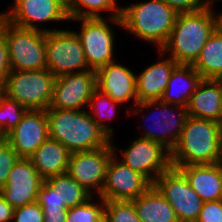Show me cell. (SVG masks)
Masks as SVG:
<instances>
[{
    "label": "cell",
    "instance_id": "obj_3",
    "mask_svg": "<svg viewBox=\"0 0 222 222\" xmlns=\"http://www.w3.org/2000/svg\"><path fill=\"white\" fill-rule=\"evenodd\" d=\"M222 159V124L189 116L175 147L171 166L214 164Z\"/></svg>",
    "mask_w": 222,
    "mask_h": 222
},
{
    "label": "cell",
    "instance_id": "obj_5",
    "mask_svg": "<svg viewBox=\"0 0 222 222\" xmlns=\"http://www.w3.org/2000/svg\"><path fill=\"white\" fill-rule=\"evenodd\" d=\"M2 35L11 70L47 69L45 32L16 26L8 22L3 14Z\"/></svg>",
    "mask_w": 222,
    "mask_h": 222
},
{
    "label": "cell",
    "instance_id": "obj_4",
    "mask_svg": "<svg viewBox=\"0 0 222 222\" xmlns=\"http://www.w3.org/2000/svg\"><path fill=\"white\" fill-rule=\"evenodd\" d=\"M177 12L162 0H148L121 8L122 28L160 50L174 27Z\"/></svg>",
    "mask_w": 222,
    "mask_h": 222
},
{
    "label": "cell",
    "instance_id": "obj_17",
    "mask_svg": "<svg viewBox=\"0 0 222 222\" xmlns=\"http://www.w3.org/2000/svg\"><path fill=\"white\" fill-rule=\"evenodd\" d=\"M49 138L45 110H28L6 141L20 158H29Z\"/></svg>",
    "mask_w": 222,
    "mask_h": 222
},
{
    "label": "cell",
    "instance_id": "obj_2",
    "mask_svg": "<svg viewBox=\"0 0 222 222\" xmlns=\"http://www.w3.org/2000/svg\"><path fill=\"white\" fill-rule=\"evenodd\" d=\"M49 138L60 142L70 153L106 146L112 139L88 111L47 109Z\"/></svg>",
    "mask_w": 222,
    "mask_h": 222
},
{
    "label": "cell",
    "instance_id": "obj_40",
    "mask_svg": "<svg viewBox=\"0 0 222 222\" xmlns=\"http://www.w3.org/2000/svg\"><path fill=\"white\" fill-rule=\"evenodd\" d=\"M6 142V135L3 133V131L0 129V146Z\"/></svg>",
    "mask_w": 222,
    "mask_h": 222
},
{
    "label": "cell",
    "instance_id": "obj_11",
    "mask_svg": "<svg viewBox=\"0 0 222 222\" xmlns=\"http://www.w3.org/2000/svg\"><path fill=\"white\" fill-rule=\"evenodd\" d=\"M145 108L146 110L149 108H153L155 109V111L157 108L158 110L160 108L161 111L160 113H158L160 116H156L157 121L155 120V118L152 119V121H154V125H152L154 127L157 126L156 130L158 131H156L155 129L153 130L152 127H146L147 129L146 131L144 129V134L141 136V138H146L159 142L171 152V150L175 147L176 143L178 142L182 130L189 117L187 107L163 103L161 100L146 101L137 103L134 106L133 112L139 113L140 111L142 112V110H144ZM174 109H176L177 111Z\"/></svg>",
    "mask_w": 222,
    "mask_h": 222
},
{
    "label": "cell",
    "instance_id": "obj_25",
    "mask_svg": "<svg viewBox=\"0 0 222 222\" xmlns=\"http://www.w3.org/2000/svg\"><path fill=\"white\" fill-rule=\"evenodd\" d=\"M193 68L203 79H222V29L219 26L203 46Z\"/></svg>",
    "mask_w": 222,
    "mask_h": 222
},
{
    "label": "cell",
    "instance_id": "obj_29",
    "mask_svg": "<svg viewBox=\"0 0 222 222\" xmlns=\"http://www.w3.org/2000/svg\"><path fill=\"white\" fill-rule=\"evenodd\" d=\"M92 200L93 196L80 205L68 208L66 222H104L105 200L101 197L97 203Z\"/></svg>",
    "mask_w": 222,
    "mask_h": 222
},
{
    "label": "cell",
    "instance_id": "obj_1",
    "mask_svg": "<svg viewBox=\"0 0 222 222\" xmlns=\"http://www.w3.org/2000/svg\"><path fill=\"white\" fill-rule=\"evenodd\" d=\"M217 27L218 15L212 6L198 12L178 13L166 44L158 50L160 56L169 53L178 64L193 65Z\"/></svg>",
    "mask_w": 222,
    "mask_h": 222
},
{
    "label": "cell",
    "instance_id": "obj_23",
    "mask_svg": "<svg viewBox=\"0 0 222 222\" xmlns=\"http://www.w3.org/2000/svg\"><path fill=\"white\" fill-rule=\"evenodd\" d=\"M69 150L60 142L48 138L30 157L33 166L43 180L67 171Z\"/></svg>",
    "mask_w": 222,
    "mask_h": 222
},
{
    "label": "cell",
    "instance_id": "obj_18",
    "mask_svg": "<svg viewBox=\"0 0 222 222\" xmlns=\"http://www.w3.org/2000/svg\"><path fill=\"white\" fill-rule=\"evenodd\" d=\"M97 88L121 104L133 100L138 103L136 75L127 67L115 62L108 63L96 71Z\"/></svg>",
    "mask_w": 222,
    "mask_h": 222
},
{
    "label": "cell",
    "instance_id": "obj_35",
    "mask_svg": "<svg viewBox=\"0 0 222 222\" xmlns=\"http://www.w3.org/2000/svg\"><path fill=\"white\" fill-rule=\"evenodd\" d=\"M196 222H222V199L203 202Z\"/></svg>",
    "mask_w": 222,
    "mask_h": 222
},
{
    "label": "cell",
    "instance_id": "obj_12",
    "mask_svg": "<svg viewBox=\"0 0 222 222\" xmlns=\"http://www.w3.org/2000/svg\"><path fill=\"white\" fill-rule=\"evenodd\" d=\"M111 142L98 149L70 154L66 172L91 194L95 189L99 195L103 188L106 168L114 154Z\"/></svg>",
    "mask_w": 222,
    "mask_h": 222
},
{
    "label": "cell",
    "instance_id": "obj_14",
    "mask_svg": "<svg viewBox=\"0 0 222 222\" xmlns=\"http://www.w3.org/2000/svg\"><path fill=\"white\" fill-rule=\"evenodd\" d=\"M96 88V71L60 75L55 79L48 109L83 110L82 107L89 104Z\"/></svg>",
    "mask_w": 222,
    "mask_h": 222
},
{
    "label": "cell",
    "instance_id": "obj_43",
    "mask_svg": "<svg viewBox=\"0 0 222 222\" xmlns=\"http://www.w3.org/2000/svg\"><path fill=\"white\" fill-rule=\"evenodd\" d=\"M218 26L222 29V12L218 14Z\"/></svg>",
    "mask_w": 222,
    "mask_h": 222
},
{
    "label": "cell",
    "instance_id": "obj_33",
    "mask_svg": "<svg viewBox=\"0 0 222 222\" xmlns=\"http://www.w3.org/2000/svg\"><path fill=\"white\" fill-rule=\"evenodd\" d=\"M19 158L7 141L0 146V190L6 185L8 174Z\"/></svg>",
    "mask_w": 222,
    "mask_h": 222
},
{
    "label": "cell",
    "instance_id": "obj_39",
    "mask_svg": "<svg viewBox=\"0 0 222 222\" xmlns=\"http://www.w3.org/2000/svg\"><path fill=\"white\" fill-rule=\"evenodd\" d=\"M14 208L5 200L0 193V222L13 220Z\"/></svg>",
    "mask_w": 222,
    "mask_h": 222
},
{
    "label": "cell",
    "instance_id": "obj_42",
    "mask_svg": "<svg viewBox=\"0 0 222 222\" xmlns=\"http://www.w3.org/2000/svg\"><path fill=\"white\" fill-rule=\"evenodd\" d=\"M59 2H61L66 8H68L71 0H58Z\"/></svg>",
    "mask_w": 222,
    "mask_h": 222
},
{
    "label": "cell",
    "instance_id": "obj_10",
    "mask_svg": "<svg viewBox=\"0 0 222 222\" xmlns=\"http://www.w3.org/2000/svg\"><path fill=\"white\" fill-rule=\"evenodd\" d=\"M70 20L81 21L80 32H76V34L81 41L90 70L97 71L108 63L115 62L113 57L114 32L106 18Z\"/></svg>",
    "mask_w": 222,
    "mask_h": 222
},
{
    "label": "cell",
    "instance_id": "obj_22",
    "mask_svg": "<svg viewBox=\"0 0 222 222\" xmlns=\"http://www.w3.org/2000/svg\"><path fill=\"white\" fill-rule=\"evenodd\" d=\"M202 79L203 77L193 68V65L178 64L170 76L161 101L187 107L191 95Z\"/></svg>",
    "mask_w": 222,
    "mask_h": 222
},
{
    "label": "cell",
    "instance_id": "obj_13",
    "mask_svg": "<svg viewBox=\"0 0 222 222\" xmlns=\"http://www.w3.org/2000/svg\"><path fill=\"white\" fill-rule=\"evenodd\" d=\"M120 152H123V164L138 171L152 183L171 167L170 151L161 143L150 139L136 138L126 150Z\"/></svg>",
    "mask_w": 222,
    "mask_h": 222
},
{
    "label": "cell",
    "instance_id": "obj_9",
    "mask_svg": "<svg viewBox=\"0 0 222 222\" xmlns=\"http://www.w3.org/2000/svg\"><path fill=\"white\" fill-rule=\"evenodd\" d=\"M105 175V182L98 197L105 201H132L145 193L153 183L138 171L116 159L115 147Z\"/></svg>",
    "mask_w": 222,
    "mask_h": 222
},
{
    "label": "cell",
    "instance_id": "obj_28",
    "mask_svg": "<svg viewBox=\"0 0 222 222\" xmlns=\"http://www.w3.org/2000/svg\"><path fill=\"white\" fill-rule=\"evenodd\" d=\"M119 104L121 105V103L114 101L108 95L101 92L98 88H96L92 92V95L89 101V105L93 111V113L92 114L89 113V115L93 118L96 124L99 127H101L111 138L113 136L112 134L114 130L113 128H110L109 126H107L106 123H104V120L105 119L109 120L113 117V115L116 112L115 109ZM100 119H102L103 121Z\"/></svg>",
    "mask_w": 222,
    "mask_h": 222
},
{
    "label": "cell",
    "instance_id": "obj_26",
    "mask_svg": "<svg viewBox=\"0 0 222 222\" xmlns=\"http://www.w3.org/2000/svg\"><path fill=\"white\" fill-rule=\"evenodd\" d=\"M117 5V0H71L67 14L69 19L103 18L100 13L110 11L109 22L122 27L121 7Z\"/></svg>",
    "mask_w": 222,
    "mask_h": 222
},
{
    "label": "cell",
    "instance_id": "obj_34",
    "mask_svg": "<svg viewBox=\"0 0 222 222\" xmlns=\"http://www.w3.org/2000/svg\"><path fill=\"white\" fill-rule=\"evenodd\" d=\"M43 209L35 201L14 209L13 219L15 222H43Z\"/></svg>",
    "mask_w": 222,
    "mask_h": 222
},
{
    "label": "cell",
    "instance_id": "obj_36",
    "mask_svg": "<svg viewBox=\"0 0 222 222\" xmlns=\"http://www.w3.org/2000/svg\"><path fill=\"white\" fill-rule=\"evenodd\" d=\"M177 13H193L204 9V0H162Z\"/></svg>",
    "mask_w": 222,
    "mask_h": 222
},
{
    "label": "cell",
    "instance_id": "obj_38",
    "mask_svg": "<svg viewBox=\"0 0 222 222\" xmlns=\"http://www.w3.org/2000/svg\"><path fill=\"white\" fill-rule=\"evenodd\" d=\"M43 222H66L67 210H43Z\"/></svg>",
    "mask_w": 222,
    "mask_h": 222
},
{
    "label": "cell",
    "instance_id": "obj_32",
    "mask_svg": "<svg viewBox=\"0 0 222 222\" xmlns=\"http://www.w3.org/2000/svg\"><path fill=\"white\" fill-rule=\"evenodd\" d=\"M36 202L43 210H67L64 203L60 202L54 187L47 181L42 182L41 188L37 194Z\"/></svg>",
    "mask_w": 222,
    "mask_h": 222
},
{
    "label": "cell",
    "instance_id": "obj_21",
    "mask_svg": "<svg viewBox=\"0 0 222 222\" xmlns=\"http://www.w3.org/2000/svg\"><path fill=\"white\" fill-rule=\"evenodd\" d=\"M178 65L172 58H162L136 75V92L138 103L161 100L170 76Z\"/></svg>",
    "mask_w": 222,
    "mask_h": 222
},
{
    "label": "cell",
    "instance_id": "obj_44",
    "mask_svg": "<svg viewBox=\"0 0 222 222\" xmlns=\"http://www.w3.org/2000/svg\"><path fill=\"white\" fill-rule=\"evenodd\" d=\"M213 1H220V0H204L205 5L211 6ZM222 1V0H221Z\"/></svg>",
    "mask_w": 222,
    "mask_h": 222
},
{
    "label": "cell",
    "instance_id": "obj_8",
    "mask_svg": "<svg viewBox=\"0 0 222 222\" xmlns=\"http://www.w3.org/2000/svg\"><path fill=\"white\" fill-rule=\"evenodd\" d=\"M153 186L172 206L179 222L197 221L203 201L178 168L171 166L161 173Z\"/></svg>",
    "mask_w": 222,
    "mask_h": 222
},
{
    "label": "cell",
    "instance_id": "obj_7",
    "mask_svg": "<svg viewBox=\"0 0 222 222\" xmlns=\"http://www.w3.org/2000/svg\"><path fill=\"white\" fill-rule=\"evenodd\" d=\"M46 63L55 77L90 70L81 41L76 32L70 30L46 33Z\"/></svg>",
    "mask_w": 222,
    "mask_h": 222
},
{
    "label": "cell",
    "instance_id": "obj_15",
    "mask_svg": "<svg viewBox=\"0 0 222 222\" xmlns=\"http://www.w3.org/2000/svg\"><path fill=\"white\" fill-rule=\"evenodd\" d=\"M9 11L3 12L5 19L19 27L41 30L45 33L57 29H39L36 24L49 21H70L67 8L58 0H13ZM37 22V23H35Z\"/></svg>",
    "mask_w": 222,
    "mask_h": 222
},
{
    "label": "cell",
    "instance_id": "obj_19",
    "mask_svg": "<svg viewBox=\"0 0 222 222\" xmlns=\"http://www.w3.org/2000/svg\"><path fill=\"white\" fill-rule=\"evenodd\" d=\"M178 168L203 202L222 199V164H190Z\"/></svg>",
    "mask_w": 222,
    "mask_h": 222
},
{
    "label": "cell",
    "instance_id": "obj_27",
    "mask_svg": "<svg viewBox=\"0 0 222 222\" xmlns=\"http://www.w3.org/2000/svg\"><path fill=\"white\" fill-rule=\"evenodd\" d=\"M47 181L54 187L61 203L67 208L80 205L90 199L93 194L78 184L67 172L51 176Z\"/></svg>",
    "mask_w": 222,
    "mask_h": 222
},
{
    "label": "cell",
    "instance_id": "obj_16",
    "mask_svg": "<svg viewBox=\"0 0 222 222\" xmlns=\"http://www.w3.org/2000/svg\"><path fill=\"white\" fill-rule=\"evenodd\" d=\"M43 181L29 158H19L0 193L16 209L36 201Z\"/></svg>",
    "mask_w": 222,
    "mask_h": 222
},
{
    "label": "cell",
    "instance_id": "obj_41",
    "mask_svg": "<svg viewBox=\"0 0 222 222\" xmlns=\"http://www.w3.org/2000/svg\"><path fill=\"white\" fill-rule=\"evenodd\" d=\"M3 32V13H0V37L2 36Z\"/></svg>",
    "mask_w": 222,
    "mask_h": 222
},
{
    "label": "cell",
    "instance_id": "obj_31",
    "mask_svg": "<svg viewBox=\"0 0 222 222\" xmlns=\"http://www.w3.org/2000/svg\"><path fill=\"white\" fill-rule=\"evenodd\" d=\"M104 222H142L132 201H105Z\"/></svg>",
    "mask_w": 222,
    "mask_h": 222
},
{
    "label": "cell",
    "instance_id": "obj_6",
    "mask_svg": "<svg viewBox=\"0 0 222 222\" xmlns=\"http://www.w3.org/2000/svg\"><path fill=\"white\" fill-rule=\"evenodd\" d=\"M56 77L48 70H11L2 92L28 110H47Z\"/></svg>",
    "mask_w": 222,
    "mask_h": 222
},
{
    "label": "cell",
    "instance_id": "obj_24",
    "mask_svg": "<svg viewBox=\"0 0 222 222\" xmlns=\"http://www.w3.org/2000/svg\"><path fill=\"white\" fill-rule=\"evenodd\" d=\"M132 202L142 222H179L172 206L153 185Z\"/></svg>",
    "mask_w": 222,
    "mask_h": 222
},
{
    "label": "cell",
    "instance_id": "obj_37",
    "mask_svg": "<svg viewBox=\"0 0 222 222\" xmlns=\"http://www.w3.org/2000/svg\"><path fill=\"white\" fill-rule=\"evenodd\" d=\"M11 71L9 59H8V51L7 45L4 40L3 35L0 37V89L3 90L7 76Z\"/></svg>",
    "mask_w": 222,
    "mask_h": 222
},
{
    "label": "cell",
    "instance_id": "obj_30",
    "mask_svg": "<svg viewBox=\"0 0 222 222\" xmlns=\"http://www.w3.org/2000/svg\"><path fill=\"white\" fill-rule=\"evenodd\" d=\"M27 108L3 92L0 93V129L7 136L23 118Z\"/></svg>",
    "mask_w": 222,
    "mask_h": 222
},
{
    "label": "cell",
    "instance_id": "obj_20",
    "mask_svg": "<svg viewBox=\"0 0 222 222\" xmlns=\"http://www.w3.org/2000/svg\"><path fill=\"white\" fill-rule=\"evenodd\" d=\"M189 116L222 124V80L202 79L187 106Z\"/></svg>",
    "mask_w": 222,
    "mask_h": 222
}]
</instances>
